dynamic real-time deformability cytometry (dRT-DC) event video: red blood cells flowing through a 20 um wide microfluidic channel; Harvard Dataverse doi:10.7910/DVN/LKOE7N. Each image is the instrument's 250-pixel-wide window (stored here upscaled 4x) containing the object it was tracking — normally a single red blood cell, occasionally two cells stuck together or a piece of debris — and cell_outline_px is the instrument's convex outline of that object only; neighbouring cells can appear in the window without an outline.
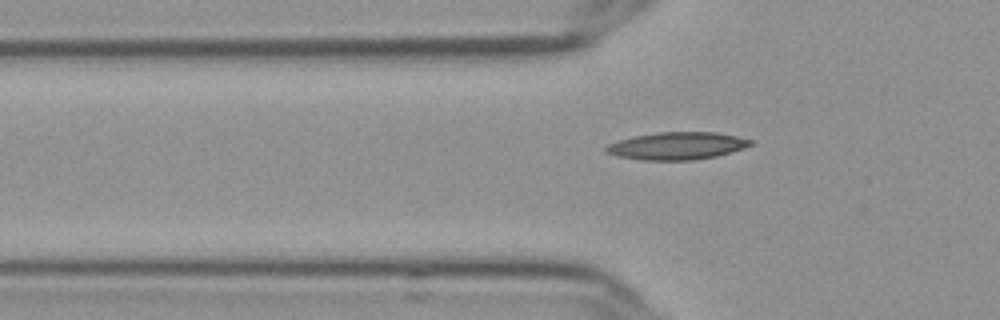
{"species": "Egyptian fruit bat (a non-hibernating species)", "species_latin": "Rousettus aegyptiacus", "temperature_condition": "cold", "stored_images_in_passage": 44, "camera_frame_rate_fps": 3000, "um_per_image_px": 0.085, "frame": {"image": 1, "passage_image": 11, "time_ms": 3.333, "image_size_px": [1000, 320], "cell_outline_px": [[756, 144], [744, 148], [716, 156], [692, 160], [644, 160], [616, 156], [604, 152], [604, 148], [608, 144], [632, 136], [656, 132], [716, 132], [736, 136], [752, 140]], "centroid_in_image_um": [57.54, 12.39], "position_along_channel_um": 68.3, "area_um2": 23.24}}
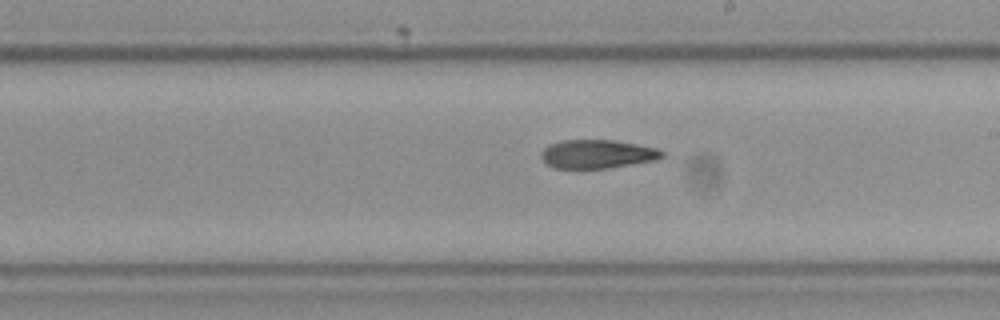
{"frame": {"image": 2, "passage_image": 25, "time_ms": 8.0, "image_size_px": [1000, 320], "cell_outline_px": [[664, 156], [656, 160], [608, 168], [552, 168], [540, 156], [540, 152], [548, 144], [560, 140], [612, 140], [636, 144], [656, 148], [664, 152]], "centroid_in_image_um": [50.74, 13.09], "position_along_channel_um": 238.3, "area_um2": 20.17}}
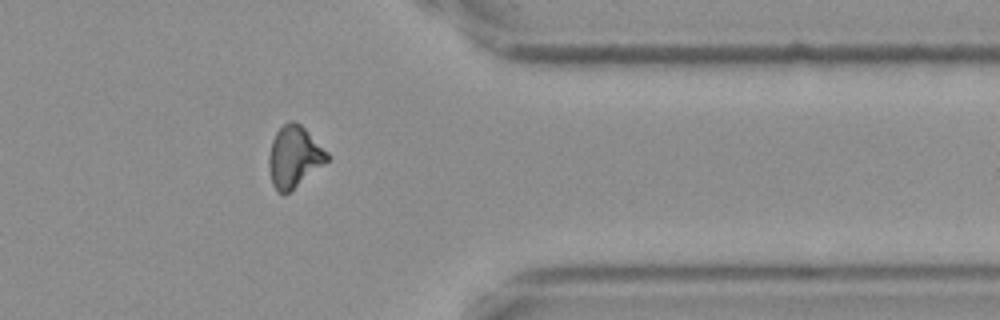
{"frame": {"image": 3, "passage_image": 38, "time_ms": 12.333, "image_size_px": [1000, 320], "cell_outline_px": [[328, 160], [288, 192], [280, 192], [272, 184], [268, 168], [268, 156], [272, 140], [276, 132], [288, 120], [292, 120], [300, 124], [328, 152]], "centroid_in_image_um": [24.97, 13.28], "position_along_channel_um": 386.4, "area_um2": 20.35}}